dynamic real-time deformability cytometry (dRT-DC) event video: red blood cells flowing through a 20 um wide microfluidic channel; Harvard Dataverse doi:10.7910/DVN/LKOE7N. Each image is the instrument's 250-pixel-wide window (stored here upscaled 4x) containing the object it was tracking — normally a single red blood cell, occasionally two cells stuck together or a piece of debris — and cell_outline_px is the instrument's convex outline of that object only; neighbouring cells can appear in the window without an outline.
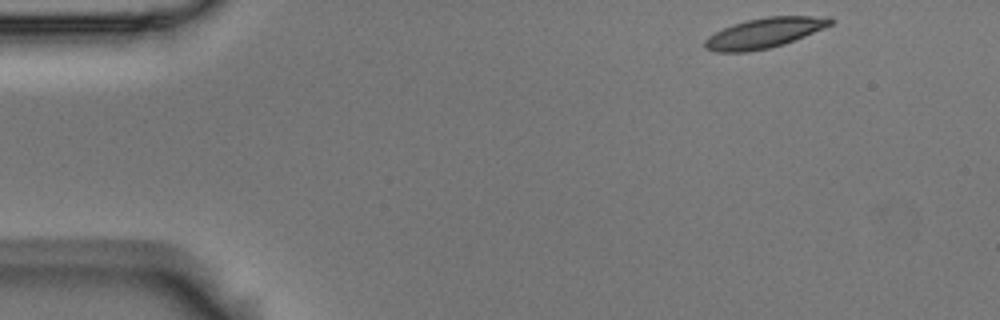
{"species": "Egyptian fruit bat (a non-hibernating species)", "species_latin": "Rousettus aegyptiacus", "temperature_condition": "room temperature", "stored_images_in_passage": 50, "camera_frame_rate_fps": 3000, "um_per_image_px": 0.085, "animal": {"sex": "male"}, "frame": {"image": 1, "passage_image": 1, "time_ms": 0.0, "image_size_px": [1000, 320], "cell_outline_px": [[836, 20], [832, 24], [824, 28], [784, 44], [768, 48], [748, 52], [716, 52], [704, 48], [704, 40], [708, 36], [732, 24], [748, 20], [768, 16], [832, 16]], "centroid_in_image_um": [64.99, 2.79], "position_along_channel_um": 20.0, "area_um2": 22.08}}
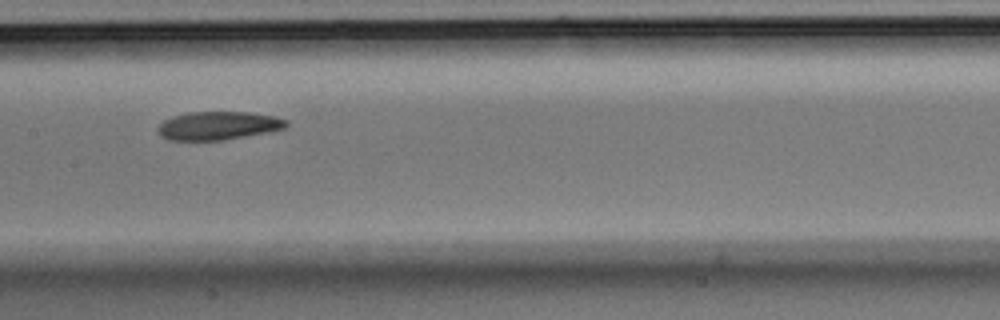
{"frame": {"image": 2, "passage_image": 22, "time_ms": 7.0, "image_size_px": [1000, 320], "cell_outline_px": [[288, 124], [284, 128], [268, 132], [224, 140], [168, 140], [160, 136], [156, 132], [156, 128], [164, 120], [172, 116], [188, 112], [252, 112], [276, 116], [288, 120]], "centroid_in_image_um": [18.53, 10.68], "position_along_channel_um": 188.9, "area_um2": 21.44}}
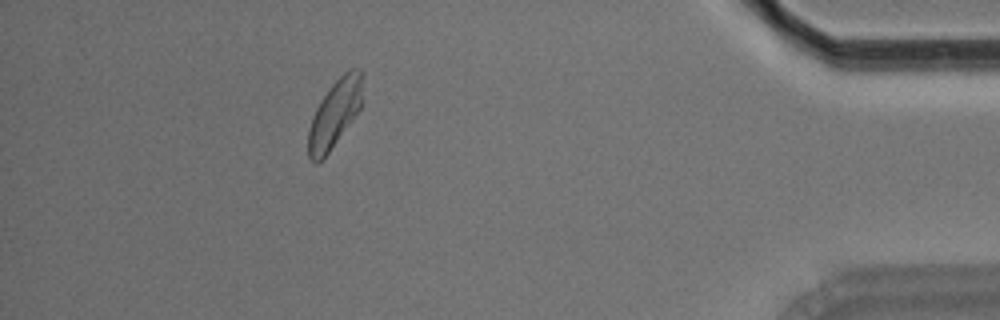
{"frame": {"image": 3, "passage_image": 44, "time_ms": 14.333, "image_size_px": [1000, 320], "cell_outline_px": [[364, 72], [360, 108], [328, 152], [316, 164], [308, 156], [308, 132], [312, 116], [320, 100], [332, 84], [348, 68], [356, 68]], "centroid_in_image_um": [28.45, 9.6], "position_along_channel_um": 406.7, "area_um2": 21.04}, "authors_computed_cell_mechanics": {"area_um2": 22.0796, "velocity_mm_per_s": 3.6589, "shape_relaxation_time_tau1_ms": 5.1472, "shape_relaxation_time_tau2_ms": 9.3445, "deformation_change_tau1": 0.1345, "deformation_change_tau2": 0.1501}}